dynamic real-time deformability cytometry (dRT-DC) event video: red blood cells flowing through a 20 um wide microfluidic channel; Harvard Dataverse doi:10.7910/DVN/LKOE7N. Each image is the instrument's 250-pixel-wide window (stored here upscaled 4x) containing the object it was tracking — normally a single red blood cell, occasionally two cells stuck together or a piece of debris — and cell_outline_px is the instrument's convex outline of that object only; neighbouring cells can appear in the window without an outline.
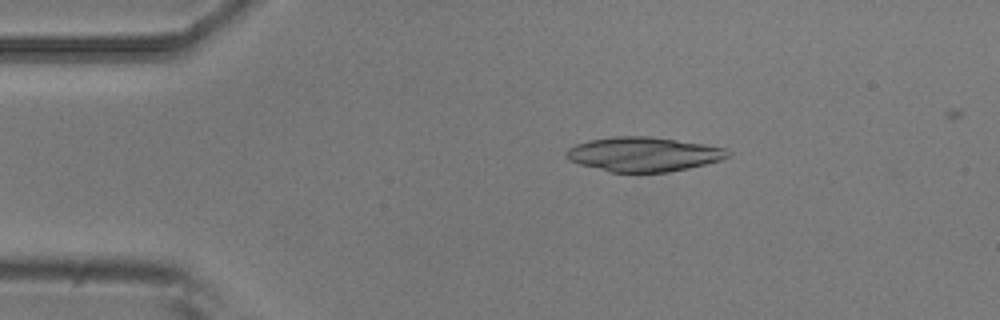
{"species": "common noctule bat (a hibernating species)", "species_latin": "Nyctalus noctula", "temperature_condition": "room temperature", "stored_images_in_passage": 4, "camera_frame_rate_fps": 3000, "um_per_image_px": 0.085, "animal": {"sex": "male", "body_mass_g": 20.5, "forearm_length_mm": 52.5}, "frame": {"image": 1, "passage_image": 1, "time_ms": 0.0, "image_size_px": [1000, 320], "cell_outline_px": [[728, 156], [720, 160], [688, 168], [668, 172], [608, 172], [580, 164], [568, 160], [564, 156], [564, 152], [568, 148], [576, 144], [588, 140], [612, 136], [648, 136], [704, 144], [724, 148], [728, 152]], "centroid_in_image_um": [54.61, 13.11], "position_along_channel_um": 30.4, "area_um2": 32.31}}